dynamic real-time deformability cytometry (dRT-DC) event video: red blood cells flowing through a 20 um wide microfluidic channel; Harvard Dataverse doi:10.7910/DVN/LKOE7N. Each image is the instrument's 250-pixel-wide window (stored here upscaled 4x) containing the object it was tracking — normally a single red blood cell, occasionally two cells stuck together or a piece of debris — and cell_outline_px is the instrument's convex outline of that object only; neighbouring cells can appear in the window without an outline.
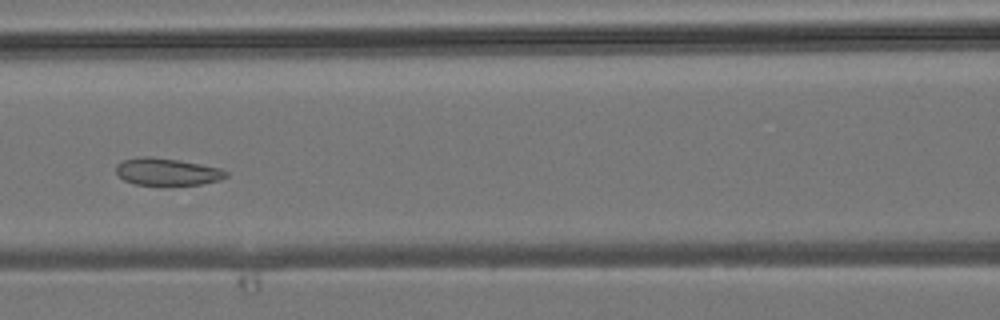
{"species": "common noctule bat (a hibernating species)", "species_latin": "Nyctalus noctula", "temperature_condition": "room temperature", "stored_images_in_passage": 34, "camera_frame_rate_fps": 3000, "um_per_image_px": 0.085, "animal": {"sex": "male", "body_mass_g": 19.2, "forearm_length_mm": 51.8}, "frame": {"image": 1, "passage_image": 19, "time_ms": 6.0, "image_size_px": [1000, 320], "cell_outline_px": [[228, 176], [220, 180], [200, 184], [160, 188], [132, 184], [124, 180], [116, 172], [116, 164], [124, 160], [140, 156], [152, 156], [180, 160], [220, 168], [228, 172]], "centroid_in_image_um": [14.18, 14.64], "position_along_channel_um": 152.4, "area_um2": 18.32}}
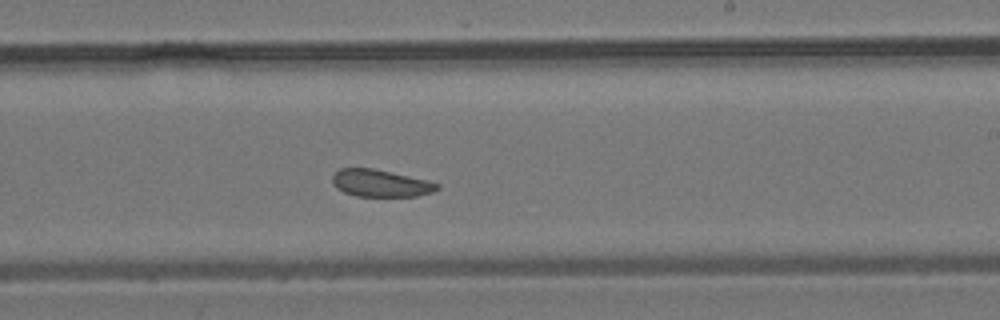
{"frame": {"image": 2, "passage_image": 26, "time_ms": 8.333, "image_size_px": [1000, 320], "cell_outline_px": [[440, 188], [432, 192], [416, 196], [356, 196], [344, 192], [336, 188], [332, 184], [332, 176], [340, 168], [372, 168], [428, 180], [440, 184]], "centroid_in_image_um": [32.34, 15.57], "position_along_channel_um": 256.7, "area_um2": 16.59}}
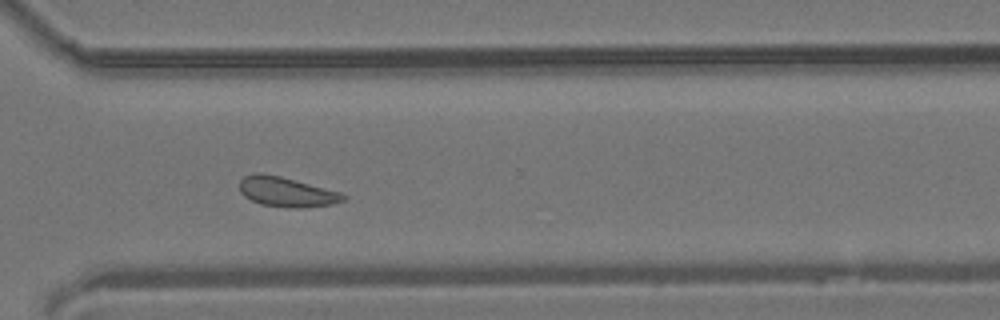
{"frame": {"image": 3, "passage_image": 32, "time_ms": 10.333, "image_size_px": [1000, 320], "cell_outline_px": [[348, 196], [344, 200], [332, 204], [300, 208], [292, 208], [260, 204], [244, 196], [240, 192], [240, 180], [244, 176], [256, 172], [260, 172], [280, 176], [340, 192]], "centroid_in_image_um": [24.34, 16.31], "position_along_channel_um": 346.3, "area_um2": 17.92}}